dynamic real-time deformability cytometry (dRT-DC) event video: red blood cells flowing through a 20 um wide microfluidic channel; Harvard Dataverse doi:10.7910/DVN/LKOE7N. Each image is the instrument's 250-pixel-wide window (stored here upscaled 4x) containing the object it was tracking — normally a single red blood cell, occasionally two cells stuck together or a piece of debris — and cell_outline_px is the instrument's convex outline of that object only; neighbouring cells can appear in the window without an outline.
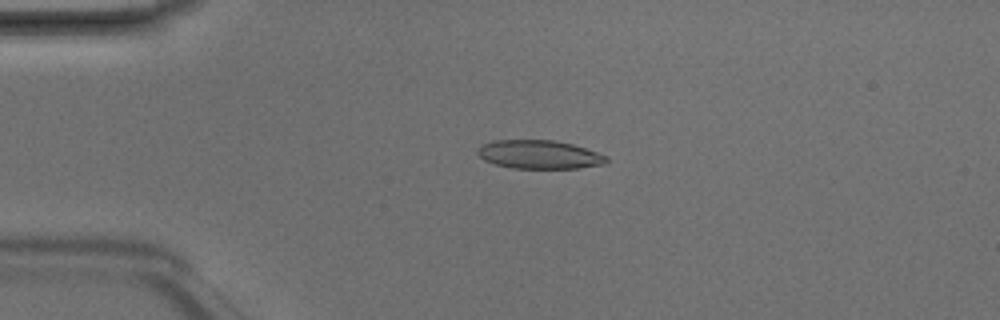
{"species": "Egyptian fruit bat (a non-hibernating species)", "species_latin": "Rousettus aegyptiacus", "temperature_condition": "room temperature", "stored_images_in_passage": 4, "camera_frame_rate_fps": 3000, "um_per_image_px": 0.085, "animal": {"sex": "male"}, "frame": {"image": 1, "passage_image": 2, "time_ms": 0.333, "image_size_px": [1000, 320], "cell_outline_px": [[608, 160], [604, 164], [580, 168], [512, 168], [496, 164], [484, 160], [476, 152], [476, 148], [484, 144], [496, 140], [552, 140], [572, 144], [608, 156]], "centroid_in_image_um": [45.83, 13.13], "position_along_channel_um": 39.2, "area_um2": 21.33}}